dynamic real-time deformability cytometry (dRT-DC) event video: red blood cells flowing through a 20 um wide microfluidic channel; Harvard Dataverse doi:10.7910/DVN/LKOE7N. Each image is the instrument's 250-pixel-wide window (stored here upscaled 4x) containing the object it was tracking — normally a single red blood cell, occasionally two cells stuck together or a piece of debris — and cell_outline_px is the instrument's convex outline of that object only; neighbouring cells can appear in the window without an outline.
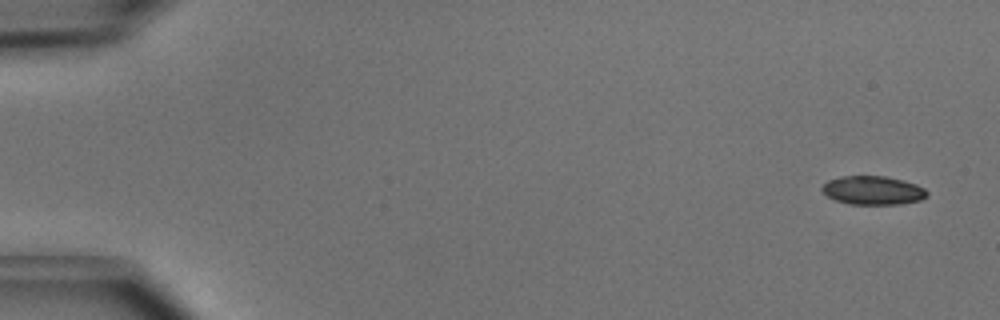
{"species": "common noctule bat (a hibernating species)", "species_latin": "Nyctalus noctula", "temperature_condition": "cold", "stored_images_in_passage": 7, "camera_frame_rate_fps": 3000, "um_per_image_px": 0.085, "animal": {"sex": "male", "body_mass_g": 15.6}, "frame": {"image": 1, "passage_image": 1, "time_ms": 0.0, "image_size_px": [1000, 320], "cell_outline_px": [[928, 196], [920, 200], [900, 204], [848, 204], [836, 200], [828, 196], [820, 188], [828, 180], [840, 176], [884, 176], [904, 180], [916, 184], [924, 188], [928, 192]], "centroid_in_image_um": [74.21, 16.17], "position_along_channel_um": 10.8, "area_um2": 17.57}}
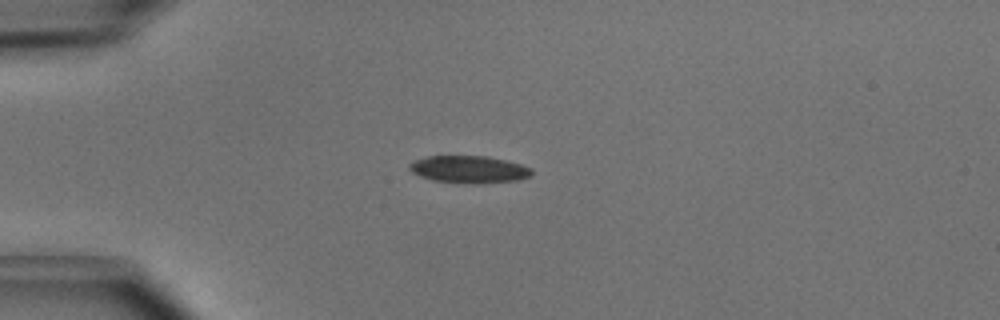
{"frame": {"image": 2, "passage_image": 4, "time_ms": 1.0, "image_size_px": [1000, 320], "cell_outline_px": [[532, 176], [516, 180], [484, 184], [480, 184], [432, 180], [420, 176], [412, 172], [408, 168], [408, 164], [416, 160], [428, 156], [488, 156], [508, 160], [532, 168]], "centroid_in_image_um": [39.9, 14.39], "position_along_channel_um": 45.1, "area_um2": 19.54}}
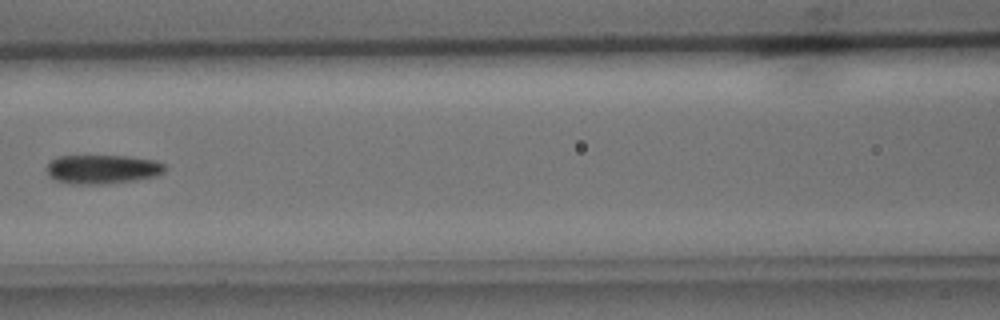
{"frame": {"image": 3, "passage_image": 7, "time_ms": 2.0, "image_size_px": [1000, 320], "cell_outline_px": [[168, 168], [164, 172], [156, 176], [136, 180], [104, 184], [68, 184], [56, 180], [48, 176], [48, 160], [56, 156], [128, 156], [156, 160], [164, 164]], "centroid_in_image_um": [8.71, 14.38], "position_along_channel_um": 157.9, "area_um2": 20.29}}